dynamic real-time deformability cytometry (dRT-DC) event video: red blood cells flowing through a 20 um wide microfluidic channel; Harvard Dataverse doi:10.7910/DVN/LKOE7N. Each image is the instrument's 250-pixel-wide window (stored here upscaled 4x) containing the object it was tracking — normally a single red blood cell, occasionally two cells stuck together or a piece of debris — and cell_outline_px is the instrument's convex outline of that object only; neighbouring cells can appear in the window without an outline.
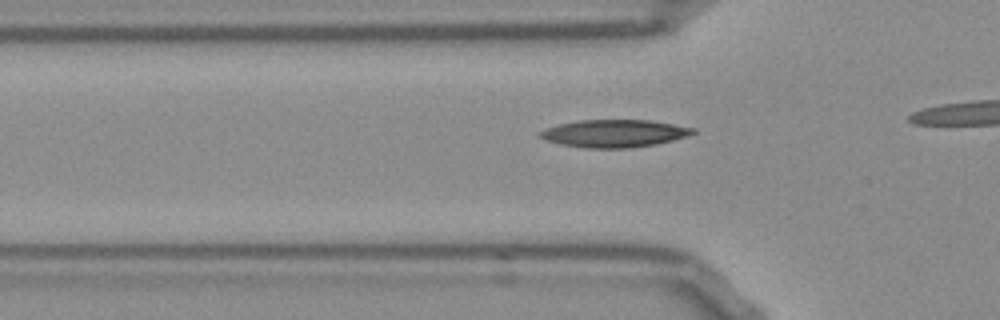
{"species": "Egyptian fruit bat (a non-hibernating species)", "species_latin": "Rousettus aegyptiacus", "temperature_condition": "room temperature", "stored_images_in_passage": 10, "camera_frame_rate_fps": 3000, "um_per_image_px": 0.085, "frame": {"image": 1, "passage_image": 4, "time_ms": 1.0, "image_size_px": [1000, 320], "cell_outline_px": [[696, 132], [688, 136], [656, 144], [632, 148], [584, 148], [560, 144], [544, 140], [540, 136], [540, 132], [544, 128], [576, 120], [652, 120], [696, 128]], "centroid_in_image_um": [52.22, 11.34], "position_along_channel_um": 73.6, "area_um2": 24.74}}
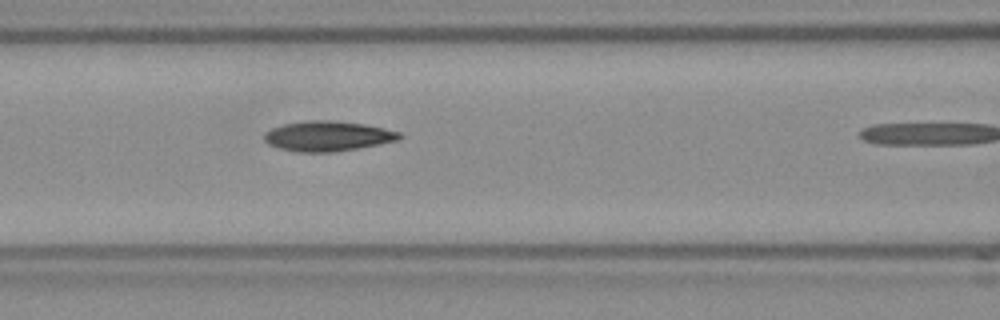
{"frame": {"image": 2, "passage_image": 9, "time_ms": 2.667, "image_size_px": [1000, 320], "cell_outline_px": [[404, 136], [396, 140], [380, 144], [332, 152], [296, 152], [280, 148], [268, 144], [264, 140], [264, 132], [272, 128], [284, 124], [308, 120], [332, 120], [364, 124], [384, 128], [400, 132]], "centroid_in_image_um": [27.84, 11.56], "position_along_channel_um": 138.8, "area_um2": 23.64}}